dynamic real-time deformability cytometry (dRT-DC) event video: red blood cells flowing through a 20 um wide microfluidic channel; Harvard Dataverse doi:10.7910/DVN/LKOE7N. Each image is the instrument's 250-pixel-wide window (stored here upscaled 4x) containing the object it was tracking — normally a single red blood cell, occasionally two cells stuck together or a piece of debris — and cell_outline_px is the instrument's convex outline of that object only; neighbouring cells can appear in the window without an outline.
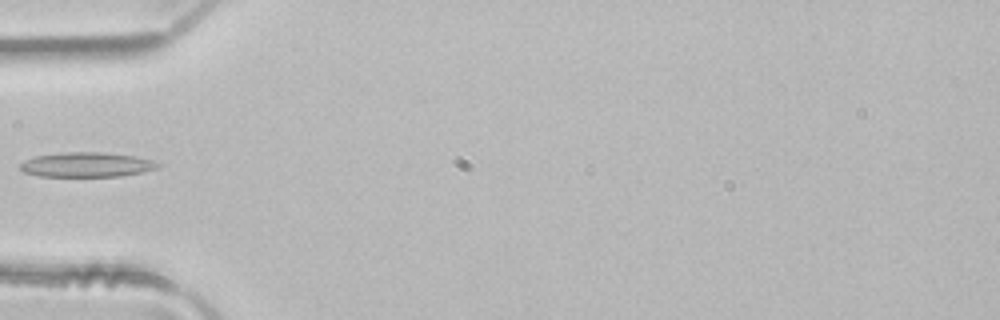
{"species": "common noctule bat (a hibernating species)", "species_latin": "Nyctalus noctula", "temperature_condition": "room temperature", "stored_images_in_passage": 3, "camera_frame_rate_fps": 3000, "um_per_image_px": 0.085, "animal": {"sex": "male", "body_mass_g": 21.5, "forearm_length_mm": 52.0}, "frame": {"image": 1, "passage_image": 3, "time_ms": 0.667, "image_size_px": [1000, 320], "cell_outline_px": [[160, 164], [156, 168], [140, 172], [120, 176], [40, 176], [24, 172], [20, 168], [20, 164], [24, 160], [36, 156], [64, 152], [104, 152], [132, 156], [152, 160]], "centroid_in_image_um": [7.32, 13.99], "position_along_channel_um": 77.7, "area_um2": 19.54}}